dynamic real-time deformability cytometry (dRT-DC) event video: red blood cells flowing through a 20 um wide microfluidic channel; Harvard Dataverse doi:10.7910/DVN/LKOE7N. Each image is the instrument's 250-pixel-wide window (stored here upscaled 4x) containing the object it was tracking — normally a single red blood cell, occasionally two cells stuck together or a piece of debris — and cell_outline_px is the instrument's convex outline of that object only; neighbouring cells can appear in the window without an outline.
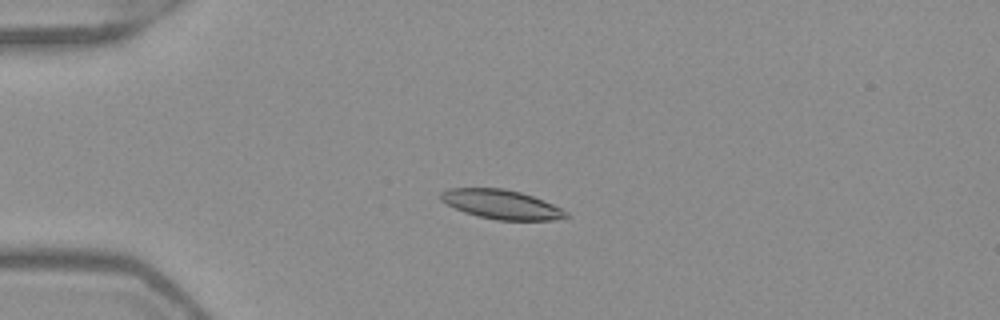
{"species": "Egyptian fruit bat (a non-hibernating species)", "species_latin": "Rousettus aegyptiacus", "temperature_condition": "warm", "stored_images_in_passage": 52, "camera_frame_rate_fps": 3000, "um_per_image_px": 0.085, "frame": {"image": 1, "passage_image": 13, "time_ms": 4.0, "image_size_px": [1000, 320], "cell_outline_px": [[568, 216], [552, 220], [496, 220], [476, 216], [464, 212], [440, 200], [440, 192], [448, 188], [504, 188], [520, 192], [532, 196], [552, 204], [568, 212]], "centroid_in_image_um": [42.58, 17.37], "position_along_channel_um": 42.4, "area_um2": 21.21}}
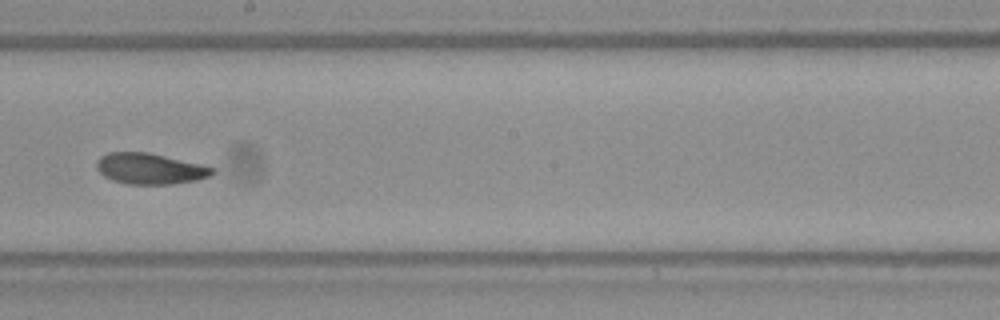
{"frame": {"image": 2, "passage_image": 30, "time_ms": 9.667, "image_size_px": [1000, 320], "cell_outline_px": [[216, 172], [208, 176], [196, 180], [172, 184], [128, 184], [112, 180], [104, 176], [96, 168], [96, 160], [100, 156], [108, 152], [148, 152], [200, 164], [216, 168]], "centroid_in_image_um": [12.72, 14.33], "position_along_channel_um": 235.5, "area_um2": 20.87}}
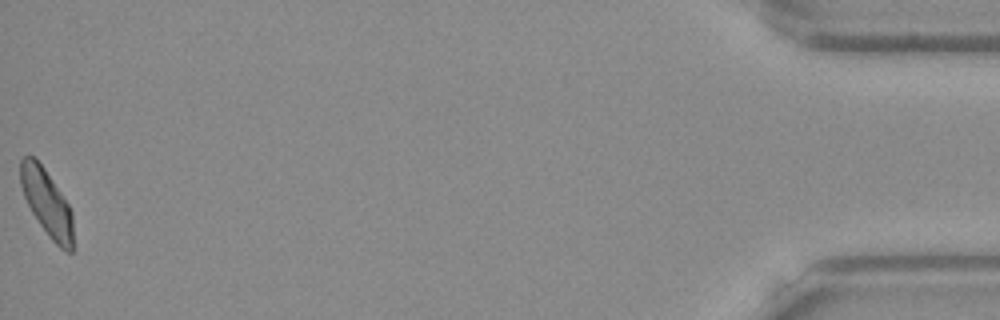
{"frame": {"image": 3, "passage_image": 52, "time_ms": 17.0, "image_size_px": [1000, 320], "cell_outline_px": [[72, 252], [68, 252], [60, 248], [48, 236], [32, 212], [24, 196], [20, 184], [20, 160], [24, 156], [32, 156], [44, 168], [68, 204], [72, 212]], "centroid_in_image_um": [3.96, 17.23], "position_along_channel_um": 431.2, "area_um2": 20.0}, "authors_computed_cell_mechanics": {"area_um2": 20.9236, "velocity_mm_per_s": 3.9397, "shape_relaxation_time_tau1_ms": 4.83, "shape_relaxation_time_tau2_ms": 3.5718, "deformation_change_tau1": 0.1355, "deformation_change_tau2": 0.0669}}